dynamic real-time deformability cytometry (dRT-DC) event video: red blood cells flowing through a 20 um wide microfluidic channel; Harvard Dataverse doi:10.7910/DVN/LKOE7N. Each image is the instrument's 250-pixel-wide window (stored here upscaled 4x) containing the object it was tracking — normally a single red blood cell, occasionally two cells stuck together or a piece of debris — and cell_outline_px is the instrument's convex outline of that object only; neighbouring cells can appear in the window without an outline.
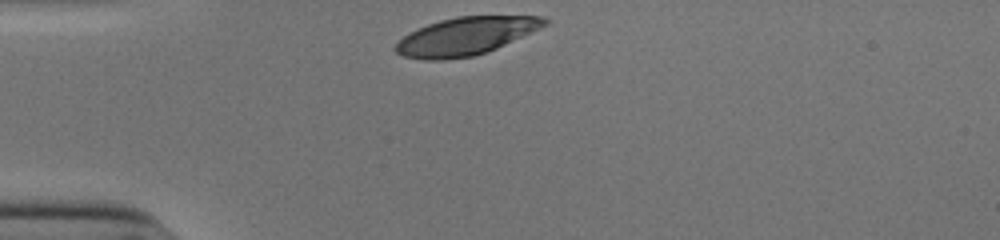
{"species": "human", "species_latin": "Homo sapiens", "temperature_condition": "cold", "stored_images_in_passage": 29, "camera_frame_rate_fps": 3000, "um_per_image_px": 0.085, "donor": {"sex": "male"}, "frame": {"image": 1, "passage_image": 1, "time_ms": 0.0, "image_size_px": [1000, 240], "cell_outline_px": [[552, 20], [548, 24], [540, 28], [496, 48], [472, 56], [440, 60], [424, 60], [404, 56], [396, 52], [392, 48], [408, 32], [428, 24], [440, 20], [456, 16], [544, 16]], "centroid_in_image_um": [39.58, 3.06], "position_along_channel_um": 45.4, "area_um2": 32.66}}
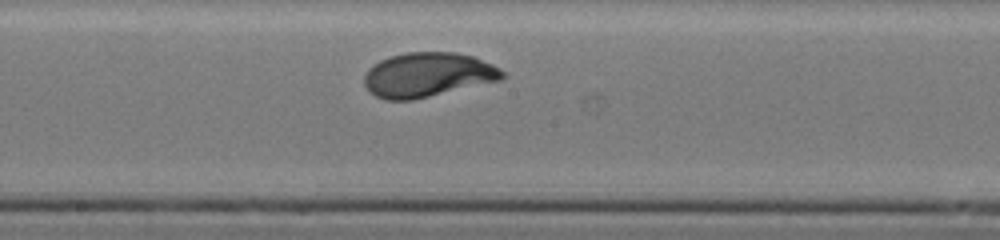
{"frame": {"image": 2, "passage_image": 16, "time_ms": 5.0, "image_size_px": [1000, 240], "cell_outline_px": [[508, 76], [500, 80], [412, 100], [384, 100], [368, 92], [364, 84], [364, 76], [368, 68], [380, 60], [388, 56], [408, 52], [456, 52], [472, 56], [492, 64], [508, 72]], "centroid_in_image_um": [36.35, 6.35], "position_along_channel_um": 211.8, "area_um2": 36.01}}
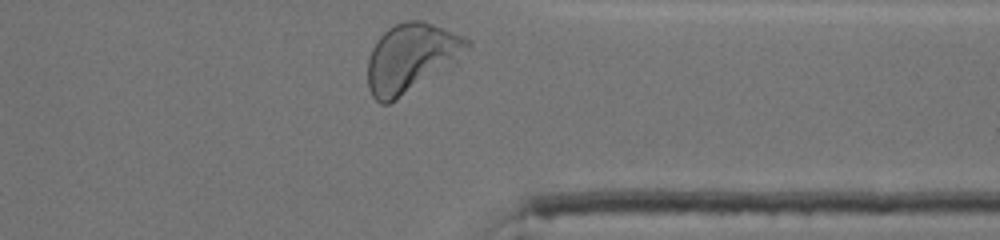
{"frame": {"image": 3, "passage_image": 29, "time_ms": 9.333, "image_size_px": [1000, 240], "cell_outline_px": [[472, 40], [456, 64], [388, 104], [380, 104], [372, 96], [368, 88], [368, 56], [376, 40], [388, 28], [404, 20], [420, 20], [432, 24], [464, 36]], "centroid_in_image_um": [34.94, 4.92], "position_along_channel_um": 376.5, "area_um2": 39.88}, "authors_computed_cell_mechanics": {"area_um2": 35.258, "velocity_mm_per_s": 3.8569, "shape_relaxation_time_tau1_ms": 2.1783, "shape_relaxation_time_tau2_ms": null, "deformation_change_tau1": 0.1389, "deformation_change_tau2": null}}